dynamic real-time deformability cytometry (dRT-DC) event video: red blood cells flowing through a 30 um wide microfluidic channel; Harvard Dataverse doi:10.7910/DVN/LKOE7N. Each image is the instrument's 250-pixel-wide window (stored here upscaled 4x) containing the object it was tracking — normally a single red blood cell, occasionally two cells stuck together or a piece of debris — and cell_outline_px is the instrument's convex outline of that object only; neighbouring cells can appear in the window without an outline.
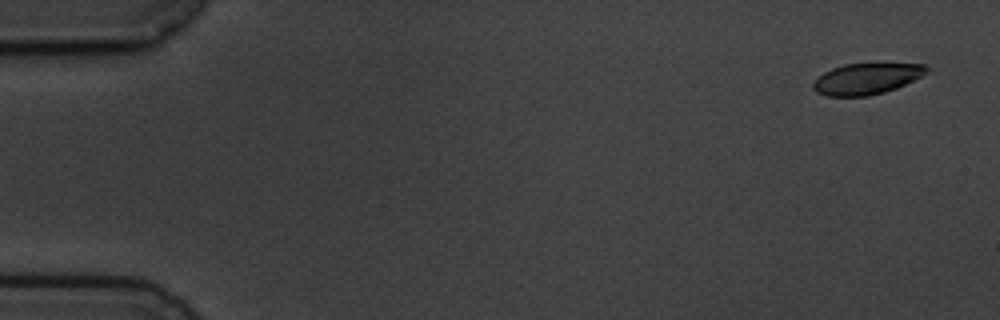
{"species": "common noctule bat (a hibernating species)", "species_latin": "Nyctalus noctula", "temperature_condition": "cold", "stored_images_in_passage": 5, "camera_frame_rate_fps": 3000, "um_per_image_px": 0.085, "animal": {"sex": "male", "body_mass_g": 19.5, "forearm_length_mm": 54.6}, "frame": {"image": 1, "passage_image": 1, "time_ms": 0.0, "image_size_px": [1000, 320], "cell_outline_px": [[928, 72], [896, 88], [884, 92], [868, 96], [828, 96], [816, 92], [812, 88], [812, 84], [824, 72], [832, 68], [844, 64], [924, 64], [928, 68]], "centroid_in_image_um": [73.62, 6.7], "position_along_channel_um": 11.4, "area_um2": 20.23}}